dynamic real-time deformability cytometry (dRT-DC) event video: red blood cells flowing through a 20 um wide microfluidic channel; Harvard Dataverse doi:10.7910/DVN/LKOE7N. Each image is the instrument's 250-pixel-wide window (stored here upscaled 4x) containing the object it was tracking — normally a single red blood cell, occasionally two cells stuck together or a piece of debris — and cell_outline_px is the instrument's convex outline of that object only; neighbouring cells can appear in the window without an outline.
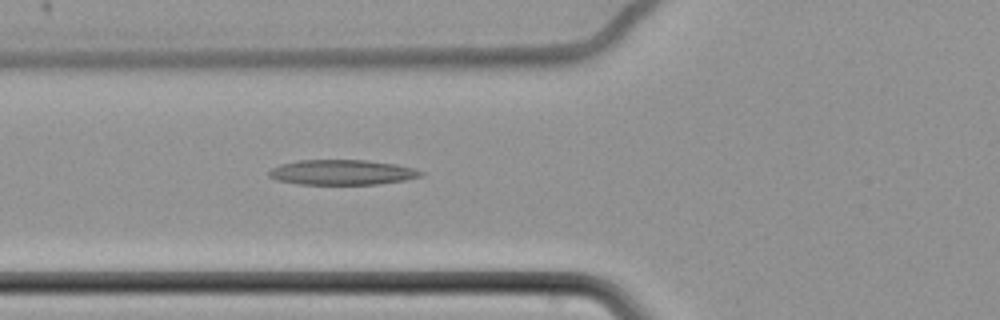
{"species": "common noctule bat (a hibernating species)", "species_latin": "Nyctalus noctula", "temperature_condition": "cold", "stored_images_in_passage": 7, "camera_frame_rate_fps": 3000, "um_per_image_px": 0.085, "animal": {"sex": "female", "body_mass_g": 22.7, "forearm_length_mm": 54.2}, "frame": {"image": 1, "passage_image": 7, "time_ms": 2.0, "image_size_px": [1000, 320], "cell_outline_px": [[424, 172], [420, 176], [404, 180], [376, 184], [300, 184], [276, 180], [268, 176], [268, 172], [272, 168], [280, 164], [296, 160], [364, 160], [396, 164], [412, 168]], "centroid_in_image_um": [29.02, 14.64], "position_along_channel_um": 96.8, "area_um2": 22.08}}